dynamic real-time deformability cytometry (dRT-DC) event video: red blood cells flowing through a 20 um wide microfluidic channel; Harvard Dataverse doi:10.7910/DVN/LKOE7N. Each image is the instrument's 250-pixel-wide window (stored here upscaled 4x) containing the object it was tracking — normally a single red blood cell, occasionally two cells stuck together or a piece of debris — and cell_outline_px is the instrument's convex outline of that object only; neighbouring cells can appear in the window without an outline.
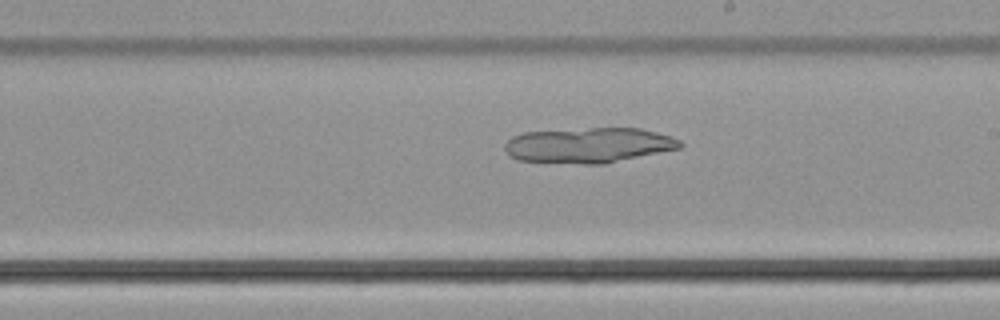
{"species": "common noctule bat (a hibernating species)", "species_latin": "Nyctalus noctula", "temperature_condition": "cold", "stored_images_in_passage": 49, "camera_frame_rate_fps": 3000, "um_per_image_px": 0.085, "animal": {"sex": "male", "body_mass_g": 21.5, "forearm_length_mm": 52.0}, "frame": {"image": 1, "passage_image": 28, "time_ms": 9.0, "image_size_px": [1000, 320], "cell_outline_px": [[684, 144], [680, 148], [604, 164], [584, 164], [516, 160], [504, 148], [504, 144], [512, 136], [524, 132], [592, 128], [640, 128], [656, 132], [680, 140]], "centroid_in_image_um": [50.03, 12.34], "position_along_channel_um": 239.0, "area_um2": 35.84}}